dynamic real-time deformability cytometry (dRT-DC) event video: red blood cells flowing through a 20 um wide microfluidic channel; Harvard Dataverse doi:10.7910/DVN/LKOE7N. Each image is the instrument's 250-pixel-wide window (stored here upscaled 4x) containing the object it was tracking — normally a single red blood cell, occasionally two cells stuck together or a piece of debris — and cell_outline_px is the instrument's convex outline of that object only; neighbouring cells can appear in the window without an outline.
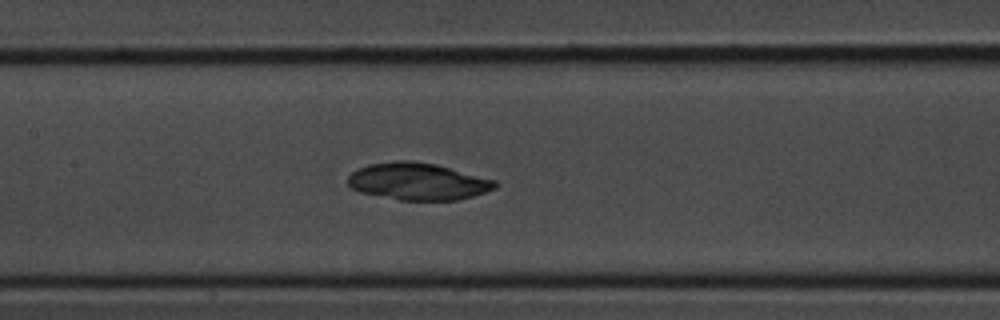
{"species": "common noctule bat (a hibernating species)", "species_latin": "Nyctalus noctula", "temperature_condition": "room temperature", "stored_images_in_passage": 35, "camera_frame_rate_fps": 3000, "um_per_image_px": 0.085, "animal": {"sex": "male", "body_mass_g": 20.1, "forearm_length_mm": 53.5}, "frame": {"image": 1, "passage_image": 16, "time_ms": 5.0, "image_size_px": [1000, 320], "cell_outline_px": [[496, 188], [472, 196], [456, 200], [400, 200], [360, 192], [352, 188], [348, 184], [348, 176], [352, 172], [368, 164], [396, 160], [412, 160], [436, 164], [496, 180]], "centroid_in_image_um": [35.51, 15.41], "position_along_channel_um": 171.9, "area_um2": 31.73}}
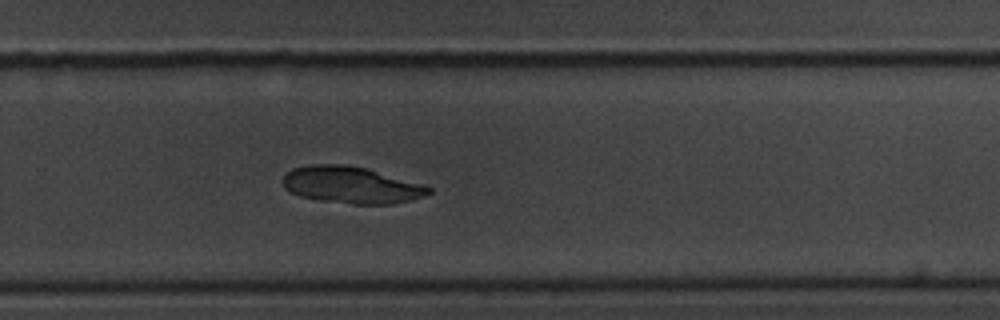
{"frame": {"image": 2, "passage_image": 23, "time_ms": 7.333, "image_size_px": [1000, 320], "cell_outline_px": [[432, 192], [424, 196], [412, 200], [392, 204], [352, 204], [320, 200], [300, 196], [288, 192], [284, 188], [284, 176], [292, 168], [312, 164], [344, 164], [364, 168], [420, 184], [432, 188]], "centroid_in_image_um": [29.82, 15.73], "position_along_channel_um": 300.0, "area_um2": 30.98}}
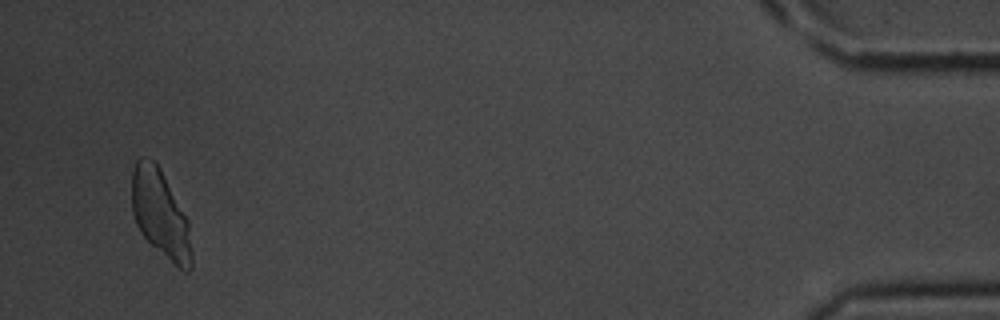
{"frame": {"image": 3, "passage_image": 34, "time_ms": 11.0, "image_size_px": [1000, 320], "cell_outline_px": [[192, 268], [188, 272], [184, 272], [152, 244], [140, 232], [136, 224], [132, 212], [132, 172], [136, 160], [144, 156], [152, 160], [160, 168], [188, 220], [192, 252]], "centroid_in_image_um": [13.63, 18.18], "position_along_channel_um": 421.6, "area_um2": 30.23}}